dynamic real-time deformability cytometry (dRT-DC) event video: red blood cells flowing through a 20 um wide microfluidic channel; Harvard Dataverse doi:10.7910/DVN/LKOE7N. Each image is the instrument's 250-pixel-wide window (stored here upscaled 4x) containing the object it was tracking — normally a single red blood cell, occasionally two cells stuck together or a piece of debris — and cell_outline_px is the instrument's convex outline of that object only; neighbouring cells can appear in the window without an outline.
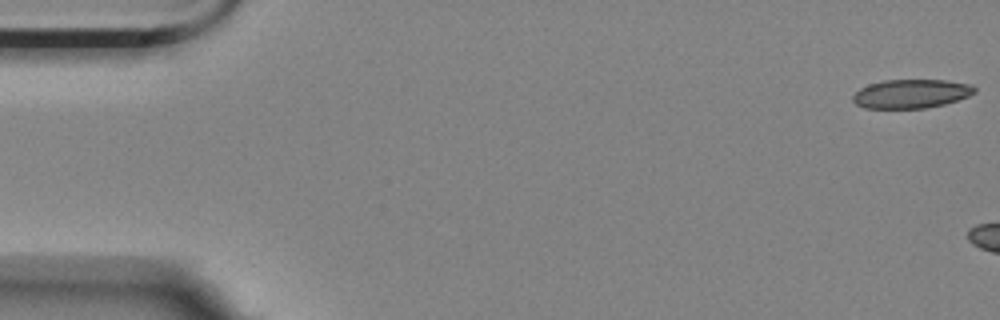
{"species": "Egyptian fruit bat (a non-hibernating species)", "species_latin": "Rousettus aegyptiacus", "temperature_condition": "room temperature", "stored_images_in_passage": 3, "camera_frame_rate_fps": 3000, "um_per_image_px": 0.085, "animal": {"sex": "female"}, "frame": {"image": 1, "passage_image": 3, "time_ms": 0.667, "image_size_px": [1000, 320], "cell_outline_px": [[976, 92], [968, 96], [944, 104], [924, 108], [864, 108], [856, 104], [852, 100], [852, 96], [860, 88], [868, 84], [884, 80], [944, 80], [972, 84], [976, 88]], "centroid_in_image_um": [77.44, 7.96], "position_along_channel_um": 7.6, "area_um2": 20.46}}